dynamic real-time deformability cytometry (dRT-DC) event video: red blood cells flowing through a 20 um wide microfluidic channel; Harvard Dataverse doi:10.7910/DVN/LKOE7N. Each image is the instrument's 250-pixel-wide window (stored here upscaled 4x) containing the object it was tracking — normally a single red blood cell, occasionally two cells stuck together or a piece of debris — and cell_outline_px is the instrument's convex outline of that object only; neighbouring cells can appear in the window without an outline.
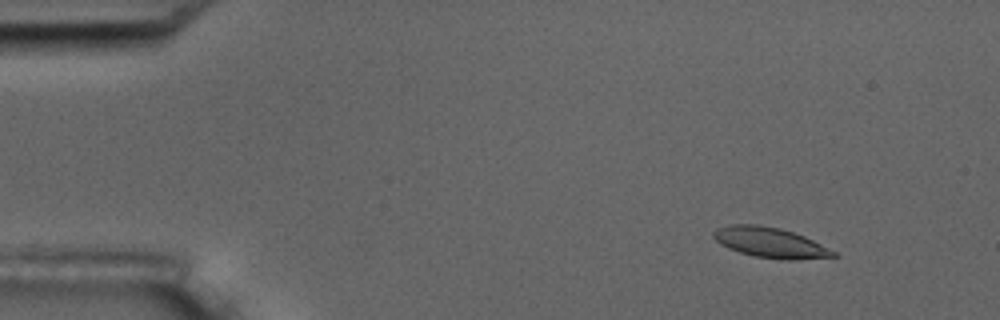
{"species": "common noctule bat (a hibernating species)", "species_latin": "Nyctalus noctula", "temperature_condition": "room temperature", "stored_images_in_passage": 4, "camera_frame_rate_fps": 3000, "um_per_image_px": 0.085, "animal": {"sex": "male", "body_mass_g": 17.5, "forearm_length_mm": 52.3}, "frame": {"image": 1, "passage_image": 2, "time_ms": 1.0, "image_size_px": [1000, 320], "cell_outline_px": [[836, 256], [792, 260], [788, 260], [756, 256], [740, 252], [728, 248], [720, 244], [712, 236], [712, 232], [716, 228], [732, 224], [756, 224], [780, 228], [804, 236], [836, 252]], "centroid_in_image_um": [65.41, 20.6], "position_along_channel_um": 19.6, "area_um2": 20.87}}